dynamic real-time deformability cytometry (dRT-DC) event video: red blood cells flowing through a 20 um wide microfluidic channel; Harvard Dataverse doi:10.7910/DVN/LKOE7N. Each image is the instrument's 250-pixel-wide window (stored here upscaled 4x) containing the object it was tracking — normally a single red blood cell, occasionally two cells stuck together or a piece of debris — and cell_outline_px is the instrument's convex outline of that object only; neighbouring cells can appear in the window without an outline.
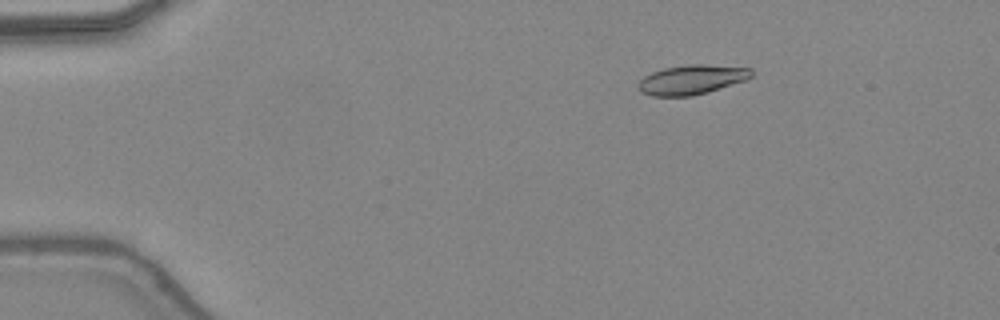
{"species": "common noctule bat (a hibernating species)", "species_latin": "Nyctalus noctula", "temperature_condition": "warm", "stored_images_in_passage": 46, "camera_frame_rate_fps": 3000, "um_per_image_px": 0.085, "animal": {"sex": "female", "body_mass_g": 24.6, "forearm_length_mm": 56.2}, "frame": {"image": 1, "passage_image": 7, "time_ms": 2.0, "image_size_px": [1000, 320], "cell_outline_px": [[752, 76], [744, 80], [708, 92], [692, 96], [652, 96], [640, 92], [636, 84], [644, 76], [652, 72], [664, 68], [688, 64], [704, 64], [752, 68]], "centroid_in_image_um": [58.75, 6.77], "position_along_channel_um": 26.2, "area_um2": 19.48}}
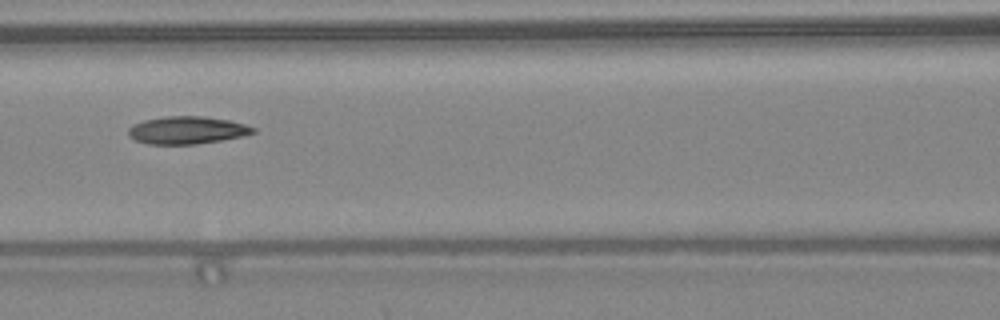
{"frame": {"image": 2, "passage_image": 21, "time_ms": 6.667, "image_size_px": [1000, 320], "cell_outline_px": [[256, 132], [244, 136], [196, 144], [148, 144], [136, 140], [128, 136], [128, 128], [132, 124], [144, 120], [164, 116], [204, 116], [228, 120], [244, 124], [256, 128]], "centroid_in_image_um": [15.88, 11.06], "position_along_channel_um": 150.7, "area_um2": 20.11}}
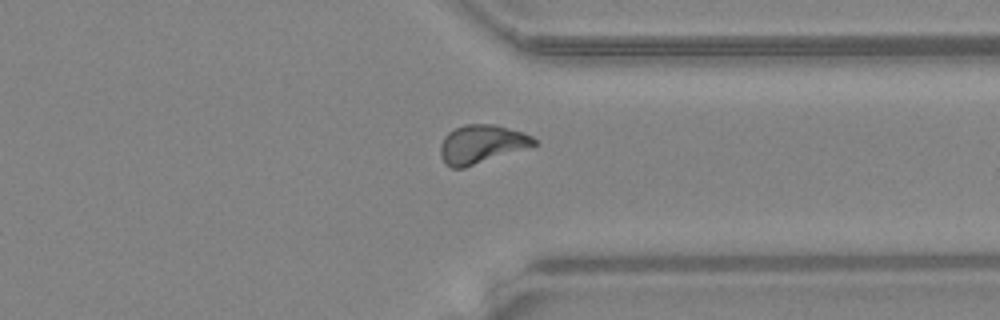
{"frame": {"image": 3, "passage_image": 36, "time_ms": 11.667, "image_size_px": [1000, 320], "cell_outline_px": [[536, 144], [464, 168], [452, 168], [444, 160], [440, 152], [440, 144], [444, 136], [448, 132], [464, 124], [496, 124], [524, 132], [532, 136], [536, 140]], "centroid_in_image_um": [40.91, 12.22], "position_along_channel_um": 370.5, "area_um2": 20.69}, "authors_computed_cell_mechanics": {"area_um2": 19.9699, "velocity_mm_per_s": 4.4155, "shape_relaxation_time_tau1_ms": null, "shape_relaxation_time_tau2_ms": 3.3118, "deformation_change_tau1": null, "deformation_change_tau2": 0.101}}